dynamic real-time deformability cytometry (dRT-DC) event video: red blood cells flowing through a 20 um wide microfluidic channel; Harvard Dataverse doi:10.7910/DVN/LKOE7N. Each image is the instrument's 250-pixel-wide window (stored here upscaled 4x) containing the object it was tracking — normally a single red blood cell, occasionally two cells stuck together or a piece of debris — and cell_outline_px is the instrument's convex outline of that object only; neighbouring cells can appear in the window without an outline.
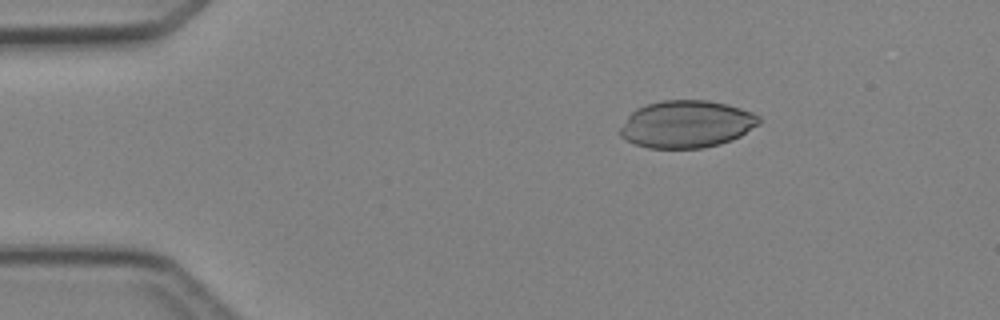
{"species": "Egyptian fruit bat (a non-hibernating species)", "species_latin": "Rousettus aegyptiacus", "temperature_condition": "cold", "stored_images_in_passage": 4, "camera_frame_rate_fps": 3000, "um_per_image_px": 0.085, "animal": {"sex": "female"}, "frame": {"image": 1, "passage_image": 3, "time_ms": 2.333, "image_size_px": [1000, 320], "cell_outline_px": [[760, 124], [740, 136], [732, 140], [720, 144], [704, 148], [648, 148], [624, 140], [620, 136], [620, 128], [628, 116], [636, 108], [660, 100], [708, 100], [728, 104], [752, 112], [760, 116]], "centroid_in_image_um": [58.37, 10.55], "position_along_channel_um": 26.6, "area_um2": 38.49}}